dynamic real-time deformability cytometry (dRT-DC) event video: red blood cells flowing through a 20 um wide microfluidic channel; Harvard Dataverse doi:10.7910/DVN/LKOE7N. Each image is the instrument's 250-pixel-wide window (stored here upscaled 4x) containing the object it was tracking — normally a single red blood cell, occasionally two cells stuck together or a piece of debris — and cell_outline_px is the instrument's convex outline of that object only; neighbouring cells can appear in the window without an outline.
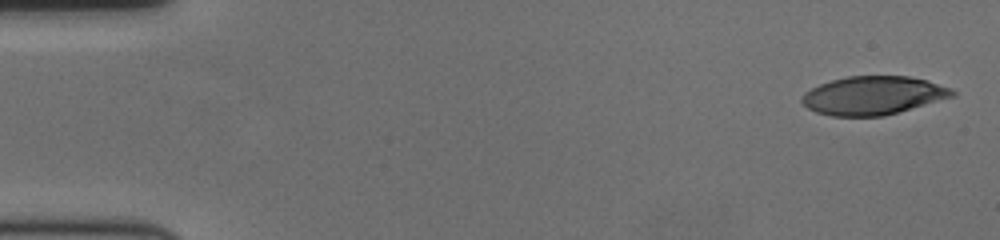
{"species": "human", "species_latin": "Homo sapiens", "temperature_condition": "cold", "stored_images_in_passage": 57, "camera_frame_rate_fps": 3000, "um_per_image_px": 0.085, "donor": {"sex": "female"}, "frame": {"image": 1, "passage_image": 1, "time_ms": 0.0, "image_size_px": [1000, 240], "cell_outline_px": [[956, 96], [884, 116], [832, 116], [816, 112], [808, 108], [800, 100], [800, 96], [804, 92], [820, 84], [832, 80], [848, 76], [908, 76], [928, 80], [952, 88], [956, 92]], "centroid_in_image_um": [74.24, 8.11], "position_along_channel_um": 10.8, "area_um2": 33.87}}
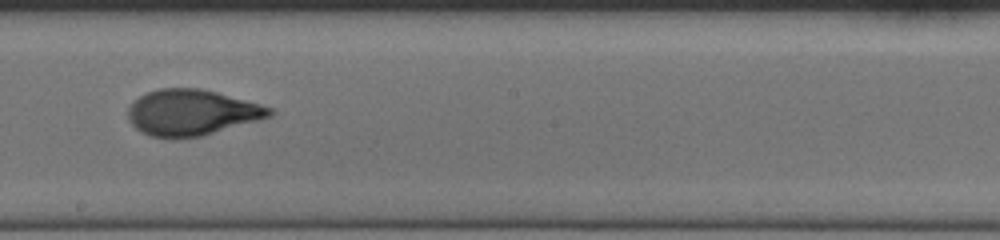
{"frame": {"image": 2, "passage_image": 32, "time_ms": 10.333, "image_size_px": [1000, 240], "cell_outline_px": [[276, 112], [272, 116], [200, 136], [172, 140], [148, 136], [140, 132], [132, 124], [128, 116], [128, 108], [140, 96], [148, 92], [160, 88], [200, 88], [216, 92], [260, 104], [272, 108]], "centroid_in_image_um": [16.27, 9.58], "position_along_channel_um": 231.9, "area_um2": 37.86}}
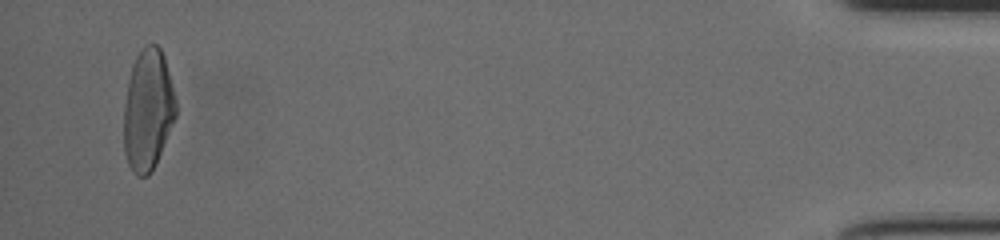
{"frame": {"image": 3, "passage_image": 55, "time_ms": 18.0, "image_size_px": [1000, 240], "cell_outline_px": [[176, 116], [156, 164], [148, 176], [136, 176], [132, 172], [128, 164], [124, 152], [124, 104], [128, 80], [132, 64], [136, 56], [148, 44], [156, 44], [160, 48], [164, 56], [176, 100]], "centroid_in_image_um": [12.56, 9.37], "position_along_channel_um": 422.6, "area_um2": 36.82}, "authors_computed_cell_mechanics": {"area_um2": 36.6452, "velocity_mm_per_s": 3.5803, "shape_relaxation_time_tau1_ms": 4.5809, "shape_relaxation_time_tau2_ms": 1.1386, "deformation_change_tau1": 0.2023, "deformation_change_tau2": 0.0745}}